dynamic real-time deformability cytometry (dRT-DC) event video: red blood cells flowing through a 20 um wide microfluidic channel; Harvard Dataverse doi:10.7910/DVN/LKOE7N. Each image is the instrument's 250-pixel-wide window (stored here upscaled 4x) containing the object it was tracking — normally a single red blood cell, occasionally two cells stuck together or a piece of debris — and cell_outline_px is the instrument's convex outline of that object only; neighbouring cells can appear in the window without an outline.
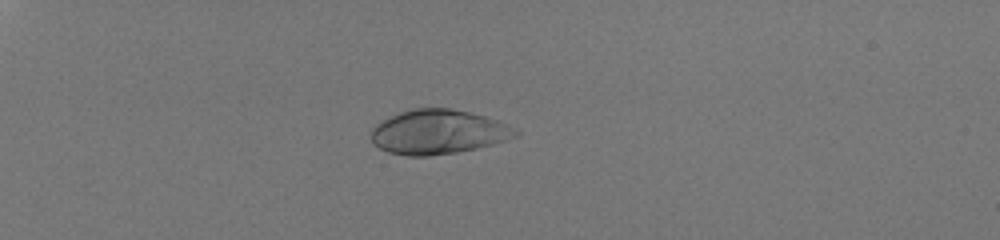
{"species": "human", "species_latin": "Homo sapiens", "temperature_condition": "room temperature", "stored_images_in_passage": 39, "camera_frame_rate_fps": 3000, "um_per_image_px": 0.085, "donor": {"sex": "male"}, "frame": {"image": 1, "passage_image": 2, "time_ms": 0.333, "image_size_px": [1000, 240], "cell_outline_px": [[520, 136], [492, 144], [476, 148], [456, 152], [428, 156], [408, 156], [388, 152], [372, 144], [372, 128], [376, 124], [400, 112], [412, 108], [448, 108], [468, 112], [500, 120], [516, 128], [520, 132]], "centroid_in_image_um": [37.28, 11.22], "position_along_channel_um": 47.7, "area_um2": 37.4}}
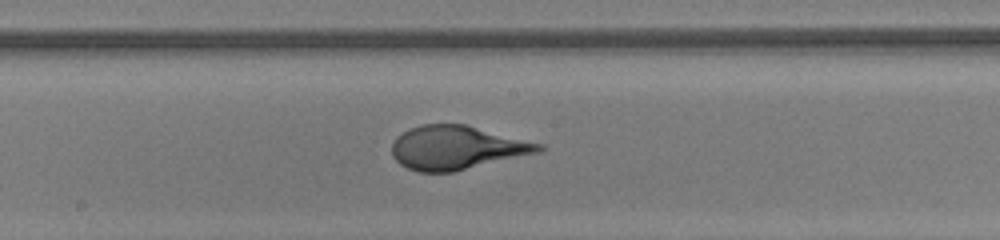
{"frame": {"image": 2, "passage_image": 19, "time_ms": 6.0, "image_size_px": [1000, 240], "cell_outline_px": [[544, 148], [540, 152], [452, 172], [416, 172], [400, 164], [392, 156], [392, 144], [396, 136], [408, 128], [420, 124], [464, 124], [544, 144]], "centroid_in_image_um": [38.8, 12.54], "position_along_channel_um": 209.4, "area_um2": 37.45}}
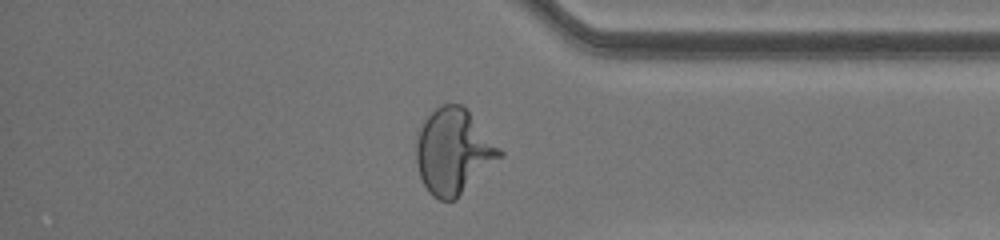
{"frame": {"image": 3, "passage_image": 33, "time_ms": 10.667, "image_size_px": [1000, 240], "cell_outline_px": [[504, 156], [456, 200], [440, 200], [432, 196], [428, 192], [420, 176], [416, 164], [416, 132], [424, 116], [440, 104], [460, 104], [468, 112], [504, 152]], "centroid_in_image_um": [38.52, 12.88], "position_along_channel_um": 396.7, "area_um2": 41.96}}